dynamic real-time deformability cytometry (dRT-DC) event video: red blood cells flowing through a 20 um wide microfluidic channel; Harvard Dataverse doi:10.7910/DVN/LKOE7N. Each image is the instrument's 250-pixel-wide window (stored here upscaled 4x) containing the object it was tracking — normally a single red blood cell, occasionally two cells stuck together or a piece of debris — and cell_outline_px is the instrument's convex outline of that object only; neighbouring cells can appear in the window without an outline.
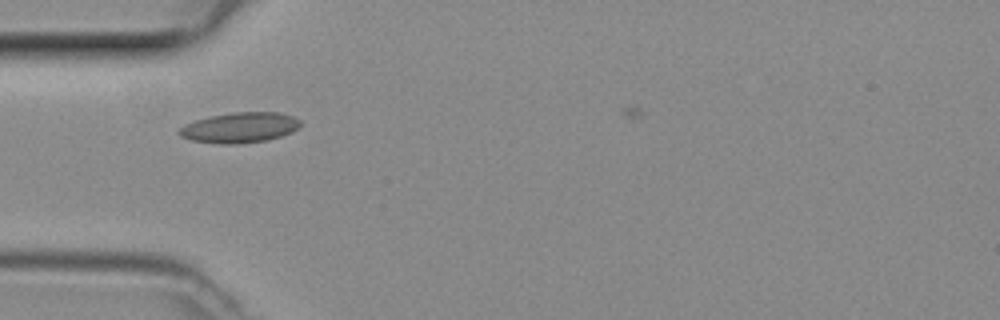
{"species": "common noctule bat (a hibernating species)", "species_latin": "Nyctalus noctula", "temperature_condition": "room temperature", "stored_images_in_passage": 35, "camera_frame_rate_fps": 3000, "um_per_image_px": 0.085, "animal": {"sex": "female", "body_mass_g": 29.2, "forearm_length_mm": 56.3}, "frame": {"image": 1, "passage_image": 1, "time_ms": 0.0, "image_size_px": [1000, 320], "cell_outline_px": [[300, 124], [292, 132], [268, 140], [236, 144], [220, 144], [192, 140], [180, 136], [176, 132], [184, 124], [196, 120], [212, 116], [232, 112], [280, 112], [292, 116], [300, 120]], "centroid_in_image_um": [20.36, 10.84], "position_along_channel_um": 64.6, "area_um2": 21.39}}
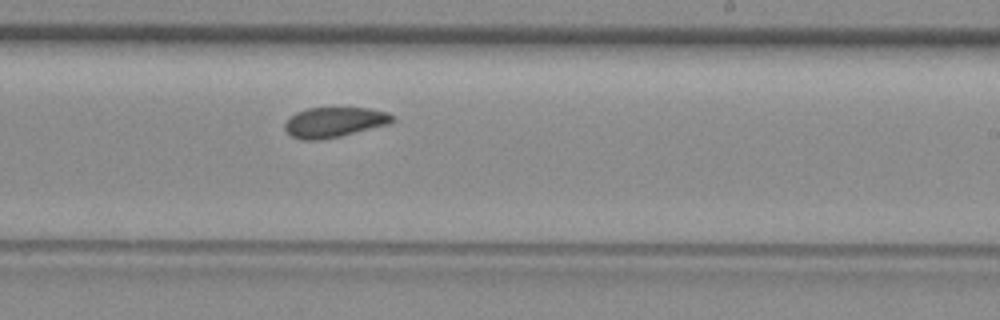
{"frame": {"image": 2, "passage_image": 15, "time_ms": 4.667, "image_size_px": [1000, 320], "cell_outline_px": [[396, 120], [388, 124], [340, 136], [320, 140], [300, 140], [292, 136], [284, 128], [284, 124], [288, 116], [296, 112], [308, 108], [368, 108], [388, 112]], "centroid_in_image_um": [28.38, 10.38], "position_along_channel_um": 260.6, "area_um2": 18.9}}
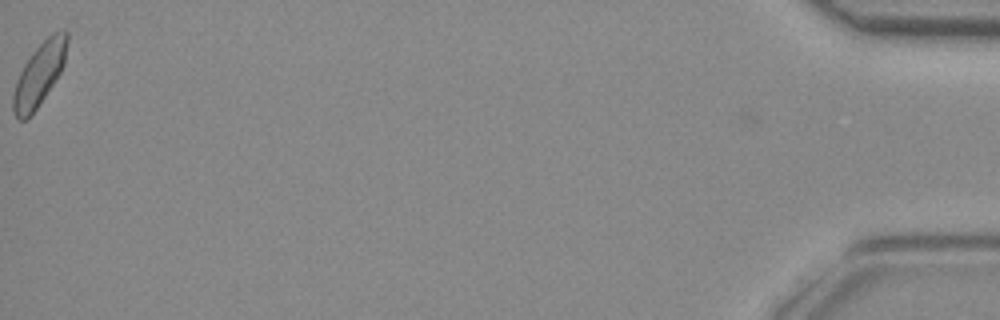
{"frame": {"image": 3, "passage_image": 35, "time_ms": 11.333, "image_size_px": [1000, 320], "cell_outline_px": [[68, 40], [64, 64], [60, 72], [36, 108], [24, 120], [20, 120], [16, 116], [12, 108], [12, 96], [16, 80], [28, 56], [52, 32], [64, 28], [68, 32]], "centroid_in_image_um": [3.34, 6.24], "position_along_channel_um": 431.9, "area_um2": 19.54}}